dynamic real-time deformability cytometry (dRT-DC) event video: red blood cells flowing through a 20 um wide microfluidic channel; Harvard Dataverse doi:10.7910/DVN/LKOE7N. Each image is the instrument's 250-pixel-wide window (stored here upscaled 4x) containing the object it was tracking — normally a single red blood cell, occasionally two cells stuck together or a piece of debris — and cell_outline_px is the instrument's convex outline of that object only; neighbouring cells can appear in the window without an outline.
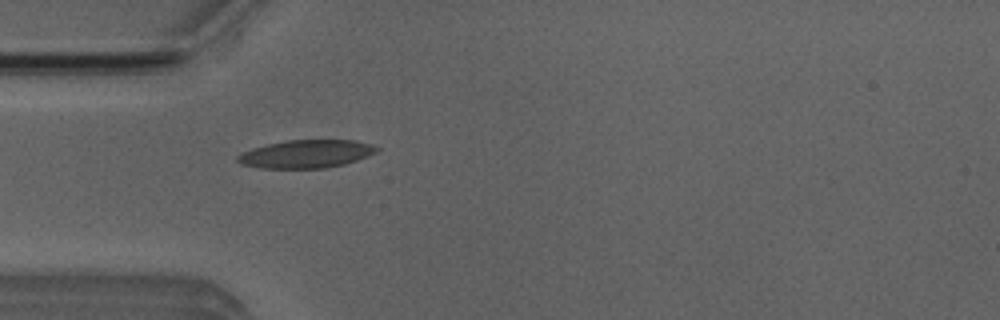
{"species": "Egyptian fruit bat (a non-hibernating species)", "species_latin": "Rousettus aegyptiacus", "temperature_condition": "room temperature", "stored_images_in_passage": 35, "camera_frame_rate_fps": 3000, "um_per_image_px": 0.085, "animal": {"sex": "male"}, "frame": {"image": 1, "passage_image": 1, "time_ms": 0.0, "image_size_px": [1000, 320], "cell_outline_px": [[380, 148], [376, 152], [368, 156], [344, 164], [324, 168], [260, 168], [240, 164], [236, 160], [236, 156], [252, 148], [268, 144], [288, 140], [356, 140], [372, 144]], "centroid_in_image_um": [26.03, 13.08], "position_along_channel_um": 59.0, "area_um2": 22.72}}
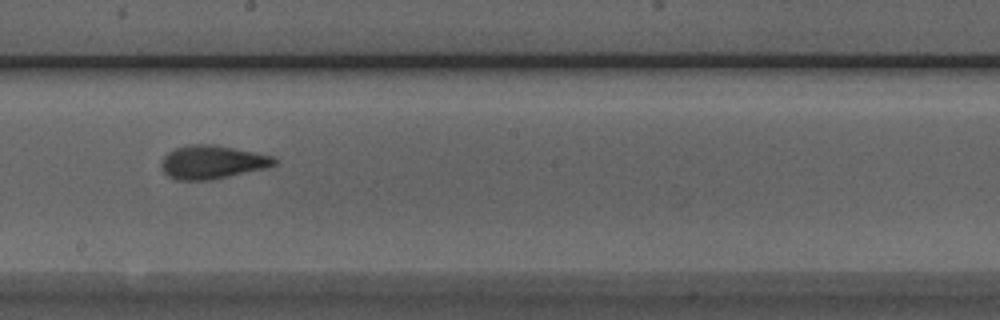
{"frame": {"image": 2, "passage_image": 14, "time_ms": 4.333, "image_size_px": [1000, 320], "cell_outline_px": [[276, 164], [268, 168], [212, 180], [176, 180], [168, 176], [164, 172], [160, 164], [164, 156], [168, 152], [176, 148], [188, 144], [216, 144], [272, 156], [276, 160]], "centroid_in_image_um": [18.03, 13.78], "position_along_channel_um": 230.2, "area_um2": 22.2}}
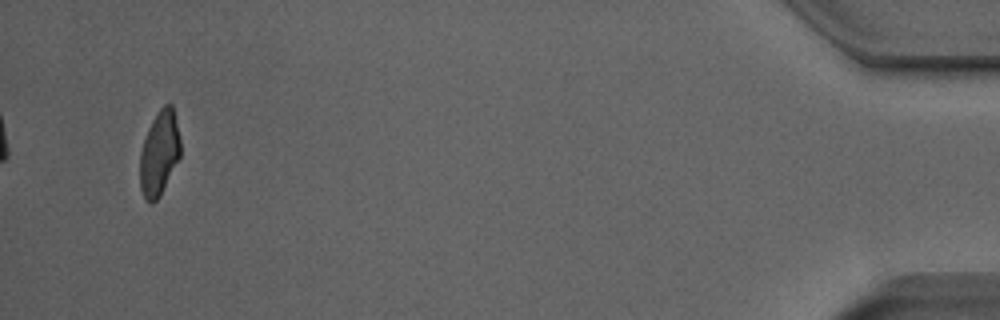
{"frame": {"image": 3, "passage_image": 35, "time_ms": 11.333, "image_size_px": [1000, 320], "cell_outline_px": [[180, 156], [160, 196], [152, 204], [148, 204], [140, 188], [140, 152], [148, 128], [152, 120], [160, 108], [164, 104], [172, 104], [176, 120], [180, 140]], "centroid_in_image_um": [13.53, 13.03], "position_along_channel_um": 421.7, "area_um2": 19.88}, "authors_computed_cell_mechanics": {"area_um2": 21.5016, "velocity_mm_per_s": 3.9849, "shape_relaxation_time_tau1_ms": 4.7776, "shape_relaxation_time_tau2_ms": 1.1721, "deformation_change_tau1": 0.147, "deformation_change_tau2": 0.0807}}